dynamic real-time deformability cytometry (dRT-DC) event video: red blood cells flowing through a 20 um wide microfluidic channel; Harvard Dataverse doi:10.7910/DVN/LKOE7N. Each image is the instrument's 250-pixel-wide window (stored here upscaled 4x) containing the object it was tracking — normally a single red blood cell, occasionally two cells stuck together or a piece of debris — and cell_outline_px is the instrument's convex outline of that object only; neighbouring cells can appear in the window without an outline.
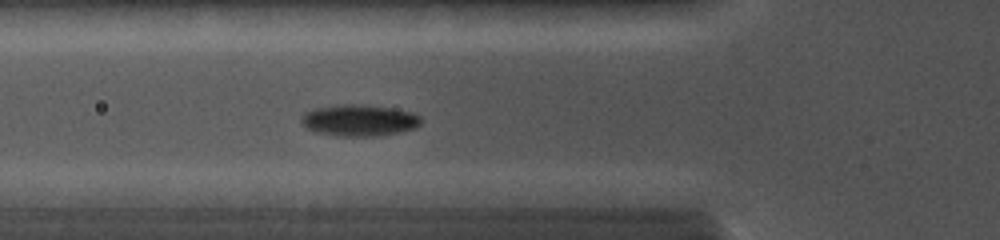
{"species": "common noctule bat (a hibernating species)", "species_latin": "Nyctalus noctula", "temperature_condition": "cold", "stored_images_in_passage": 22, "camera_frame_rate_fps": 5000, "um_per_image_px": 0.085, "animal": {"sex": "female", "body_mass_g": 19.0, "forearm_length_mm": 56.7}, "frame": {"image": 1, "passage_image": 7, "time_ms": 4.0, "image_size_px": [1000, 240], "cell_outline_px": [[420, 124], [416, 128], [400, 132], [380, 136], [336, 136], [316, 132], [308, 128], [300, 120], [304, 112], [312, 108], [340, 104], [360, 104], [388, 108], [412, 112], [420, 116]], "centroid_in_image_um": [30.51, 10.23], "position_along_channel_um": 95.3, "area_um2": 22.02}}
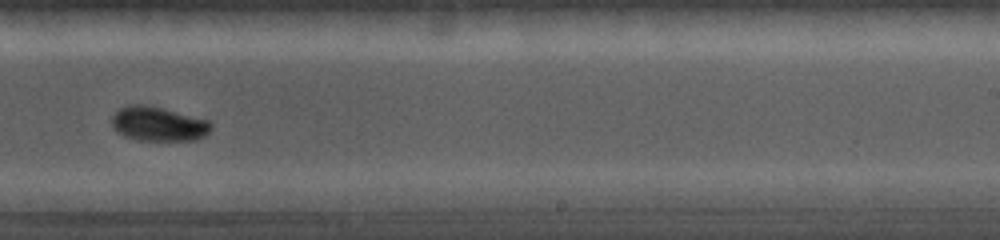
{"frame": {"image": 2, "passage_image": 13, "time_ms": 8.2, "image_size_px": [1000, 240], "cell_outline_px": [[212, 128], [204, 136], [196, 140], [136, 140], [124, 136], [116, 132], [112, 128], [112, 116], [120, 108], [128, 104], [144, 104], [212, 120]], "centroid_in_image_um": [13.46, 10.53], "position_along_channel_um": 275.5, "area_um2": 20.11}}
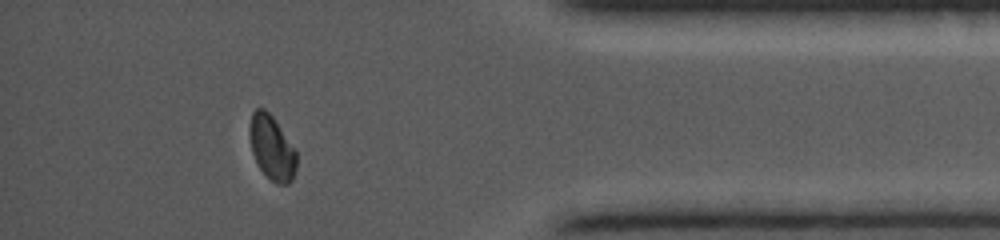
{"frame": {"image": 3, "passage_image": 19, "time_ms": 11.8, "image_size_px": [1000, 240], "cell_outline_px": [[296, 168], [292, 180], [288, 184], [276, 184], [260, 168], [252, 152], [248, 132], [248, 128], [252, 112], [256, 108], [264, 108], [272, 116], [296, 152]], "centroid_in_image_um": [23.08, 12.54], "position_along_channel_um": 412.1, "area_um2": 17.34}}